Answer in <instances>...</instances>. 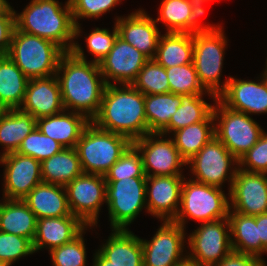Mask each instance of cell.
I'll return each instance as SVG.
<instances>
[{
    "label": "cell",
    "instance_id": "cell-41",
    "mask_svg": "<svg viewBox=\"0 0 267 266\" xmlns=\"http://www.w3.org/2000/svg\"><path fill=\"white\" fill-rule=\"evenodd\" d=\"M121 0H69L75 23V38L80 36L81 27L78 19L82 18H97L109 12Z\"/></svg>",
    "mask_w": 267,
    "mask_h": 266
},
{
    "label": "cell",
    "instance_id": "cell-26",
    "mask_svg": "<svg viewBox=\"0 0 267 266\" xmlns=\"http://www.w3.org/2000/svg\"><path fill=\"white\" fill-rule=\"evenodd\" d=\"M36 125L37 119L30 113L19 108L3 110L0 113V144L5 151L1 156L16 152Z\"/></svg>",
    "mask_w": 267,
    "mask_h": 266
},
{
    "label": "cell",
    "instance_id": "cell-12",
    "mask_svg": "<svg viewBox=\"0 0 267 266\" xmlns=\"http://www.w3.org/2000/svg\"><path fill=\"white\" fill-rule=\"evenodd\" d=\"M104 175L82 173L66 186L70 211L90 228L97 226L99 211L106 203Z\"/></svg>",
    "mask_w": 267,
    "mask_h": 266
},
{
    "label": "cell",
    "instance_id": "cell-31",
    "mask_svg": "<svg viewBox=\"0 0 267 266\" xmlns=\"http://www.w3.org/2000/svg\"><path fill=\"white\" fill-rule=\"evenodd\" d=\"M228 220L233 251L260 258L262 253H267L258 239L256 216L242 215L230 209Z\"/></svg>",
    "mask_w": 267,
    "mask_h": 266
},
{
    "label": "cell",
    "instance_id": "cell-22",
    "mask_svg": "<svg viewBox=\"0 0 267 266\" xmlns=\"http://www.w3.org/2000/svg\"><path fill=\"white\" fill-rule=\"evenodd\" d=\"M85 228H88L77 216L47 217L37 219L34 252L48 247L53 248L71 242Z\"/></svg>",
    "mask_w": 267,
    "mask_h": 266
},
{
    "label": "cell",
    "instance_id": "cell-1",
    "mask_svg": "<svg viewBox=\"0 0 267 266\" xmlns=\"http://www.w3.org/2000/svg\"><path fill=\"white\" fill-rule=\"evenodd\" d=\"M55 75L65 111L72 109L91 121L99 112L107 85L99 63L87 61L83 49L76 42L71 52L61 56Z\"/></svg>",
    "mask_w": 267,
    "mask_h": 266
},
{
    "label": "cell",
    "instance_id": "cell-30",
    "mask_svg": "<svg viewBox=\"0 0 267 266\" xmlns=\"http://www.w3.org/2000/svg\"><path fill=\"white\" fill-rule=\"evenodd\" d=\"M82 173L76 148H63L41 162L42 182L65 187Z\"/></svg>",
    "mask_w": 267,
    "mask_h": 266
},
{
    "label": "cell",
    "instance_id": "cell-17",
    "mask_svg": "<svg viewBox=\"0 0 267 266\" xmlns=\"http://www.w3.org/2000/svg\"><path fill=\"white\" fill-rule=\"evenodd\" d=\"M149 59L134 46L117 36L110 52L99 62L100 71L107 85L109 81L132 84Z\"/></svg>",
    "mask_w": 267,
    "mask_h": 266
},
{
    "label": "cell",
    "instance_id": "cell-18",
    "mask_svg": "<svg viewBox=\"0 0 267 266\" xmlns=\"http://www.w3.org/2000/svg\"><path fill=\"white\" fill-rule=\"evenodd\" d=\"M260 82L230 77L217 99L228 108L246 114L267 113V77L262 73Z\"/></svg>",
    "mask_w": 267,
    "mask_h": 266
},
{
    "label": "cell",
    "instance_id": "cell-45",
    "mask_svg": "<svg viewBox=\"0 0 267 266\" xmlns=\"http://www.w3.org/2000/svg\"><path fill=\"white\" fill-rule=\"evenodd\" d=\"M15 27V10L11 8L0 15V55L8 54Z\"/></svg>",
    "mask_w": 267,
    "mask_h": 266
},
{
    "label": "cell",
    "instance_id": "cell-53",
    "mask_svg": "<svg viewBox=\"0 0 267 266\" xmlns=\"http://www.w3.org/2000/svg\"><path fill=\"white\" fill-rule=\"evenodd\" d=\"M264 74H265L266 77H267V61H266V69L264 70Z\"/></svg>",
    "mask_w": 267,
    "mask_h": 266
},
{
    "label": "cell",
    "instance_id": "cell-33",
    "mask_svg": "<svg viewBox=\"0 0 267 266\" xmlns=\"http://www.w3.org/2000/svg\"><path fill=\"white\" fill-rule=\"evenodd\" d=\"M181 105V95L174 93L145 95V113L149 133H161Z\"/></svg>",
    "mask_w": 267,
    "mask_h": 266
},
{
    "label": "cell",
    "instance_id": "cell-47",
    "mask_svg": "<svg viewBox=\"0 0 267 266\" xmlns=\"http://www.w3.org/2000/svg\"><path fill=\"white\" fill-rule=\"evenodd\" d=\"M265 264L260 257L232 251L215 266H267Z\"/></svg>",
    "mask_w": 267,
    "mask_h": 266
},
{
    "label": "cell",
    "instance_id": "cell-49",
    "mask_svg": "<svg viewBox=\"0 0 267 266\" xmlns=\"http://www.w3.org/2000/svg\"><path fill=\"white\" fill-rule=\"evenodd\" d=\"M93 266H114L112 262L107 260L99 251L94 255Z\"/></svg>",
    "mask_w": 267,
    "mask_h": 266
},
{
    "label": "cell",
    "instance_id": "cell-3",
    "mask_svg": "<svg viewBox=\"0 0 267 266\" xmlns=\"http://www.w3.org/2000/svg\"><path fill=\"white\" fill-rule=\"evenodd\" d=\"M15 26L24 33L53 41L65 52H71L75 43L76 25L69 0L64 7L57 0H32L21 14L15 11Z\"/></svg>",
    "mask_w": 267,
    "mask_h": 266
},
{
    "label": "cell",
    "instance_id": "cell-15",
    "mask_svg": "<svg viewBox=\"0 0 267 266\" xmlns=\"http://www.w3.org/2000/svg\"><path fill=\"white\" fill-rule=\"evenodd\" d=\"M228 195L234 212L247 216L267 213V174L238 168Z\"/></svg>",
    "mask_w": 267,
    "mask_h": 266
},
{
    "label": "cell",
    "instance_id": "cell-42",
    "mask_svg": "<svg viewBox=\"0 0 267 266\" xmlns=\"http://www.w3.org/2000/svg\"><path fill=\"white\" fill-rule=\"evenodd\" d=\"M33 253V244L28 238L0 231V260L7 266Z\"/></svg>",
    "mask_w": 267,
    "mask_h": 266
},
{
    "label": "cell",
    "instance_id": "cell-21",
    "mask_svg": "<svg viewBox=\"0 0 267 266\" xmlns=\"http://www.w3.org/2000/svg\"><path fill=\"white\" fill-rule=\"evenodd\" d=\"M20 110L35 119L63 112L61 90L56 75L29 79Z\"/></svg>",
    "mask_w": 267,
    "mask_h": 266
},
{
    "label": "cell",
    "instance_id": "cell-27",
    "mask_svg": "<svg viewBox=\"0 0 267 266\" xmlns=\"http://www.w3.org/2000/svg\"><path fill=\"white\" fill-rule=\"evenodd\" d=\"M0 202V231L28 238L33 242L37 218L21 199Z\"/></svg>",
    "mask_w": 267,
    "mask_h": 266
},
{
    "label": "cell",
    "instance_id": "cell-54",
    "mask_svg": "<svg viewBox=\"0 0 267 266\" xmlns=\"http://www.w3.org/2000/svg\"><path fill=\"white\" fill-rule=\"evenodd\" d=\"M4 109L1 107V105H0V113L3 111Z\"/></svg>",
    "mask_w": 267,
    "mask_h": 266
},
{
    "label": "cell",
    "instance_id": "cell-11",
    "mask_svg": "<svg viewBox=\"0 0 267 266\" xmlns=\"http://www.w3.org/2000/svg\"><path fill=\"white\" fill-rule=\"evenodd\" d=\"M187 239L192 253L186 257L199 266H215L233 251L228 218L201 223Z\"/></svg>",
    "mask_w": 267,
    "mask_h": 266
},
{
    "label": "cell",
    "instance_id": "cell-46",
    "mask_svg": "<svg viewBox=\"0 0 267 266\" xmlns=\"http://www.w3.org/2000/svg\"><path fill=\"white\" fill-rule=\"evenodd\" d=\"M190 1L192 6V12L188 19V33L214 31L221 28V26H216V27L215 25L204 26L203 24H200L199 18L205 13L204 7H202L203 3L208 2L209 0H190Z\"/></svg>",
    "mask_w": 267,
    "mask_h": 266
},
{
    "label": "cell",
    "instance_id": "cell-48",
    "mask_svg": "<svg viewBox=\"0 0 267 266\" xmlns=\"http://www.w3.org/2000/svg\"><path fill=\"white\" fill-rule=\"evenodd\" d=\"M256 225L258 227V239L267 251V213L256 215Z\"/></svg>",
    "mask_w": 267,
    "mask_h": 266
},
{
    "label": "cell",
    "instance_id": "cell-5",
    "mask_svg": "<svg viewBox=\"0 0 267 266\" xmlns=\"http://www.w3.org/2000/svg\"><path fill=\"white\" fill-rule=\"evenodd\" d=\"M132 144L128 137L103 130L91 121L76 145L83 173L105 175Z\"/></svg>",
    "mask_w": 267,
    "mask_h": 266
},
{
    "label": "cell",
    "instance_id": "cell-13",
    "mask_svg": "<svg viewBox=\"0 0 267 266\" xmlns=\"http://www.w3.org/2000/svg\"><path fill=\"white\" fill-rule=\"evenodd\" d=\"M163 136L161 133H148L133 141V145L142 153L144 173L146 176H183L180 168L187 162L172 138L163 139Z\"/></svg>",
    "mask_w": 267,
    "mask_h": 266
},
{
    "label": "cell",
    "instance_id": "cell-51",
    "mask_svg": "<svg viewBox=\"0 0 267 266\" xmlns=\"http://www.w3.org/2000/svg\"><path fill=\"white\" fill-rule=\"evenodd\" d=\"M176 266H199V265L193 260L186 257L182 262L178 263Z\"/></svg>",
    "mask_w": 267,
    "mask_h": 266
},
{
    "label": "cell",
    "instance_id": "cell-52",
    "mask_svg": "<svg viewBox=\"0 0 267 266\" xmlns=\"http://www.w3.org/2000/svg\"><path fill=\"white\" fill-rule=\"evenodd\" d=\"M0 266H7L2 260H0Z\"/></svg>",
    "mask_w": 267,
    "mask_h": 266
},
{
    "label": "cell",
    "instance_id": "cell-14",
    "mask_svg": "<svg viewBox=\"0 0 267 266\" xmlns=\"http://www.w3.org/2000/svg\"><path fill=\"white\" fill-rule=\"evenodd\" d=\"M151 241L143 240L144 266H176L182 262L185 230L172 220H163Z\"/></svg>",
    "mask_w": 267,
    "mask_h": 266
},
{
    "label": "cell",
    "instance_id": "cell-23",
    "mask_svg": "<svg viewBox=\"0 0 267 266\" xmlns=\"http://www.w3.org/2000/svg\"><path fill=\"white\" fill-rule=\"evenodd\" d=\"M91 121L78 112H65L38 118L36 127L64 148H76L82 132Z\"/></svg>",
    "mask_w": 267,
    "mask_h": 266
},
{
    "label": "cell",
    "instance_id": "cell-19",
    "mask_svg": "<svg viewBox=\"0 0 267 266\" xmlns=\"http://www.w3.org/2000/svg\"><path fill=\"white\" fill-rule=\"evenodd\" d=\"M183 179V176H147L145 195L148 213L162 221L173 220L180 207Z\"/></svg>",
    "mask_w": 267,
    "mask_h": 266
},
{
    "label": "cell",
    "instance_id": "cell-2",
    "mask_svg": "<svg viewBox=\"0 0 267 266\" xmlns=\"http://www.w3.org/2000/svg\"><path fill=\"white\" fill-rule=\"evenodd\" d=\"M106 85L98 114L91 120L97 127L128 137L132 142L149 133L145 95L132 84Z\"/></svg>",
    "mask_w": 267,
    "mask_h": 266
},
{
    "label": "cell",
    "instance_id": "cell-37",
    "mask_svg": "<svg viewBox=\"0 0 267 266\" xmlns=\"http://www.w3.org/2000/svg\"><path fill=\"white\" fill-rule=\"evenodd\" d=\"M192 12L190 0H162L159 17L155 22L162 21L167 32H187L188 19Z\"/></svg>",
    "mask_w": 267,
    "mask_h": 266
},
{
    "label": "cell",
    "instance_id": "cell-29",
    "mask_svg": "<svg viewBox=\"0 0 267 266\" xmlns=\"http://www.w3.org/2000/svg\"><path fill=\"white\" fill-rule=\"evenodd\" d=\"M28 81L8 55H0V105L4 110L20 108Z\"/></svg>",
    "mask_w": 267,
    "mask_h": 266
},
{
    "label": "cell",
    "instance_id": "cell-35",
    "mask_svg": "<svg viewBox=\"0 0 267 266\" xmlns=\"http://www.w3.org/2000/svg\"><path fill=\"white\" fill-rule=\"evenodd\" d=\"M166 73L171 93L177 95L208 93L213 97V101L217 100L215 95L203 88L193 63L166 68Z\"/></svg>",
    "mask_w": 267,
    "mask_h": 266
},
{
    "label": "cell",
    "instance_id": "cell-7",
    "mask_svg": "<svg viewBox=\"0 0 267 266\" xmlns=\"http://www.w3.org/2000/svg\"><path fill=\"white\" fill-rule=\"evenodd\" d=\"M193 64L203 88L218 97L229 78L220 85L227 39L222 27L218 30L193 33Z\"/></svg>",
    "mask_w": 267,
    "mask_h": 266
},
{
    "label": "cell",
    "instance_id": "cell-10",
    "mask_svg": "<svg viewBox=\"0 0 267 266\" xmlns=\"http://www.w3.org/2000/svg\"><path fill=\"white\" fill-rule=\"evenodd\" d=\"M189 164L192 174L196 176V179L192 180L219 188H222L223 182L229 180L230 190L239 168V160L216 137L203 146L187 162V165ZM234 164L237 167L233 168Z\"/></svg>",
    "mask_w": 267,
    "mask_h": 266
},
{
    "label": "cell",
    "instance_id": "cell-40",
    "mask_svg": "<svg viewBox=\"0 0 267 266\" xmlns=\"http://www.w3.org/2000/svg\"><path fill=\"white\" fill-rule=\"evenodd\" d=\"M86 228L71 242L50 250L54 266H86V248L83 239Z\"/></svg>",
    "mask_w": 267,
    "mask_h": 266
},
{
    "label": "cell",
    "instance_id": "cell-8",
    "mask_svg": "<svg viewBox=\"0 0 267 266\" xmlns=\"http://www.w3.org/2000/svg\"><path fill=\"white\" fill-rule=\"evenodd\" d=\"M213 107L215 137L239 160L254 146L264 130L248 114L223 105L218 99ZM218 123V124H217Z\"/></svg>",
    "mask_w": 267,
    "mask_h": 266
},
{
    "label": "cell",
    "instance_id": "cell-50",
    "mask_svg": "<svg viewBox=\"0 0 267 266\" xmlns=\"http://www.w3.org/2000/svg\"><path fill=\"white\" fill-rule=\"evenodd\" d=\"M12 7L6 0H0V15L6 14Z\"/></svg>",
    "mask_w": 267,
    "mask_h": 266
},
{
    "label": "cell",
    "instance_id": "cell-9",
    "mask_svg": "<svg viewBox=\"0 0 267 266\" xmlns=\"http://www.w3.org/2000/svg\"><path fill=\"white\" fill-rule=\"evenodd\" d=\"M146 178L132 177L106 181V203L113 229L127 230L146 205Z\"/></svg>",
    "mask_w": 267,
    "mask_h": 266
},
{
    "label": "cell",
    "instance_id": "cell-6",
    "mask_svg": "<svg viewBox=\"0 0 267 266\" xmlns=\"http://www.w3.org/2000/svg\"><path fill=\"white\" fill-rule=\"evenodd\" d=\"M185 180L184 177L180 208L172 221L186 229V217L202 223L228 218L230 201L222 188L199 183L191 178Z\"/></svg>",
    "mask_w": 267,
    "mask_h": 266
},
{
    "label": "cell",
    "instance_id": "cell-28",
    "mask_svg": "<svg viewBox=\"0 0 267 266\" xmlns=\"http://www.w3.org/2000/svg\"><path fill=\"white\" fill-rule=\"evenodd\" d=\"M193 33L166 32L160 36L154 60L164 68L193 63Z\"/></svg>",
    "mask_w": 267,
    "mask_h": 266
},
{
    "label": "cell",
    "instance_id": "cell-34",
    "mask_svg": "<svg viewBox=\"0 0 267 266\" xmlns=\"http://www.w3.org/2000/svg\"><path fill=\"white\" fill-rule=\"evenodd\" d=\"M202 95H181V105L171 116L168 126L161 134L168 135L186 126L204 121L213 112L214 105L205 102Z\"/></svg>",
    "mask_w": 267,
    "mask_h": 266
},
{
    "label": "cell",
    "instance_id": "cell-38",
    "mask_svg": "<svg viewBox=\"0 0 267 266\" xmlns=\"http://www.w3.org/2000/svg\"><path fill=\"white\" fill-rule=\"evenodd\" d=\"M64 148L62 144L44 135L37 127L22 141L17 153L42 162Z\"/></svg>",
    "mask_w": 267,
    "mask_h": 266
},
{
    "label": "cell",
    "instance_id": "cell-39",
    "mask_svg": "<svg viewBox=\"0 0 267 266\" xmlns=\"http://www.w3.org/2000/svg\"><path fill=\"white\" fill-rule=\"evenodd\" d=\"M132 177H147L141 153L132 144L104 175L105 181H119Z\"/></svg>",
    "mask_w": 267,
    "mask_h": 266
},
{
    "label": "cell",
    "instance_id": "cell-36",
    "mask_svg": "<svg viewBox=\"0 0 267 266\" xmlns=\"http://www.w3.org/2000/svg\"><path fill=\"white\" fill-rule=\"evenodd\" d=\"M132 85L144 95L170 92L166 68L149 59L140 70Z\"/></svg>",
    "mask_w": 267,
    "mask_h": 266
},
{
    "label": "cell",
    "instance_id": "cell-20",
    "mask_svg": "<svg viewBox=\"0 0 267 266\" xmlns=\"http://www.w3.org/2000/svg\"><path fill=\"white\" fill-rule=\"evenodd\" d=\"M115 25L118 36L134 46L148 59H154L161 33L154 19L144 10L132 12L127 17H118Z\"/></svg>",
    "mask_w": 267,
    "mask_h": 266
},
{
    "label": "cell",
    "instance_id": "cell-44",
    "mask_svg": "<svg viewBox=\"0 0 267 266\" xmlns=\"http://www.w3.org/2000/svg\"><path fill=\"white\" fill-rule=\"evenodd\" d=\"M118 36V30L114 25L113 32L108 29L95 28L85 39L89 53L95 56L93 62L99 63L112 49Z\"/></svg>",
    "mask_w": 267,
    "mask_h": 266
},
{
    "label": "cell",
    "instance_id": "cell-32",
    "mask_svg": "<svg viewBox=\"0 0 267 266\" xmlns=\"http://www.w3.org/2000/svg\"><path fill=\"white\" fill-rule=\"evenodd\" d=\"M214 124L212 112L204 121L174 131L172 140L186 162L215 137Z\"/></svg>",
    "mask_w": 267,
    "mask_h": 266
},
{
    "label": "cell",
    "instance_id": "cell-16",
    "mask_svg": "<svg viewBox=\"0 0 267 266\" xmlns=\"http://www.w3.org/2000/svg\"><path fill=\"white\" fill-rule=\"evenodd\" d=\"M4 170V199H23L42 182L41 162L17 152L0 156Z\"/></svg>",
    "mask_w": 267,
    "mask_h": 266
},
{
    "label": "cell",
    "instance_id": "cell-25",
    "mask_svg": "<svg viewBox=\"0 0 267 266\" xmlns=\"http://www.w3.org/2000/svg\"><path fill=\"white\" fill-rule=\"evenodd\" d=\"M112 232L98 251L114 266H144L141 238L128 229Z\"/></svg>",
    "mask_w": 267,
    "mask_h": 266
},
{
    "label": "cell",
    "instance_id": "cell-4",
    "mask_svg": "<svg viewBox=\"0 0 267 266\" xmlns=\"http://www.w3.org/2000/svg\"><path fill=\"white\" fill-rule=\"evenodd\" d=\"M65 51L53 41L14 29L8 56L28 79L56 74Z\"/></svg>",
    "mask_w": 267,
    "mask_h": 266
},
{
    "label": "cell",
    "instance_id": "cell-43",
    "mask_svg": "<svg viewBox=\"0 0 267 266\" xmlns=\"http://www.w3.org/2000/svg\"><path fill=\"white\" fill-rule=\"evenodd\" d=\"M238 167L247 172L267 174V133L265 131L257 143L239 159Z\"/></svg>",
    "mask_w": 267,
    "mask_h": 266
},
{
    "label": "cell",
    "instance_id": "cell-24",
    "mask_svg": "<svg viewBox=\"0 0 267 266\" xmlns=\"http://www.w3.org/2000/svg\"><path fill=\"white\" fill-rule=\"evenodd\" d=\"M37 219L72 215L64 186L41 182L22 199Z\"/></svg>",
    "mask_w": 267,
    "mask_h": 266
}]
</instances>
